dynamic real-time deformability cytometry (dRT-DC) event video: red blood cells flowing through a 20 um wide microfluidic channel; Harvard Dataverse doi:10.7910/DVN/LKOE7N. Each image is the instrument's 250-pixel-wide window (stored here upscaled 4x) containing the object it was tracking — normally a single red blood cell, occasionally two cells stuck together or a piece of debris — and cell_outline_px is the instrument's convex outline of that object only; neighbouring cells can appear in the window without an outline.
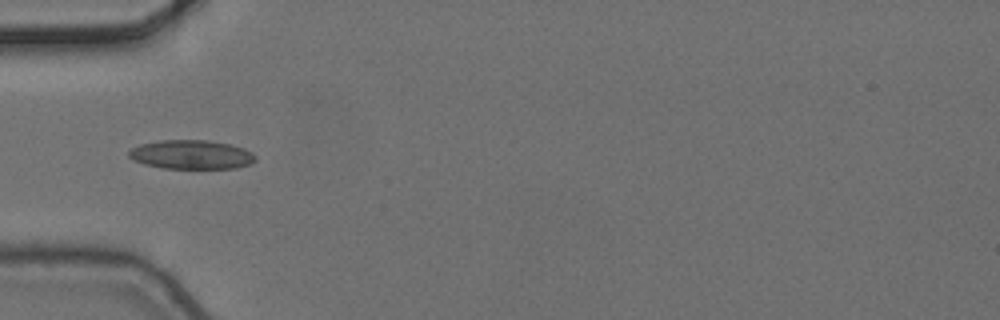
{"species": "common noctule bat (a hibernating species)", "species_latin": "Nyctalus noctula", "temperature_condition": "cold", "stored_images_in_passage": 6, "camera_frame_rate_fps": 3000, "um_per_image_px": 0.085, "animal": {"sex": "female", "body_mass_g": 24.6, "forearm_length_mm": 56.2}, "frame": {"image": 1, "passage_image": 5, "time_ms": 1.333, "image_size_px": [1000, 320], "cell_outline_px": [[256, 160], [252, 164], [236, 168], [164, 168], [144, 164], [128, 156], [128, 152], [132, 148], [140, 144], [160, 140], [208, 140], [228, 144], [244, 148], [252, 152], [256, 156]], "centroid_in_image_um": [16.3, 13.14], "position_along_channel_um": 68.7, "area_um2": 21.39}}
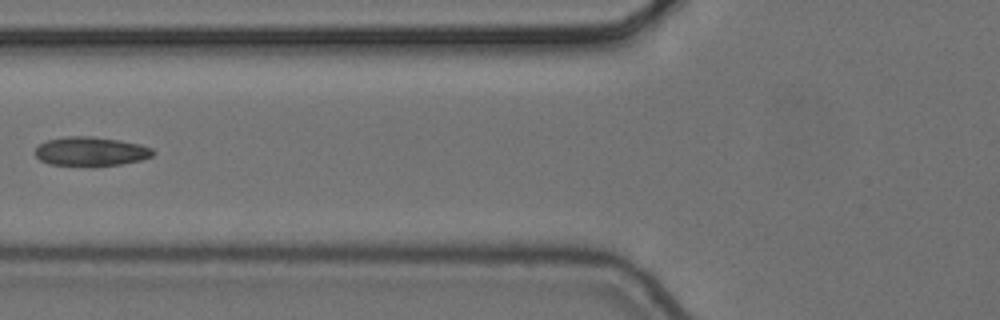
{"frame": {"image": 2, "passage_image": 6, "time_ms": 1.667, "image_size_px": [1000, 320], "cell_outline_px": [[156, 152], [152, 156], [140, 160], [120, 164], [92, 168], [48, 164], [40, 160], [36, 156], [36, 148], [40, 144], [48, 140], [68, 136], [92, 136], [120, 140], [140, 144], [152, 148]], "centroid_in_image_um": [7.73, 12.9], "position_along_channel_um": 118.1, "area_um2": 20.46}}